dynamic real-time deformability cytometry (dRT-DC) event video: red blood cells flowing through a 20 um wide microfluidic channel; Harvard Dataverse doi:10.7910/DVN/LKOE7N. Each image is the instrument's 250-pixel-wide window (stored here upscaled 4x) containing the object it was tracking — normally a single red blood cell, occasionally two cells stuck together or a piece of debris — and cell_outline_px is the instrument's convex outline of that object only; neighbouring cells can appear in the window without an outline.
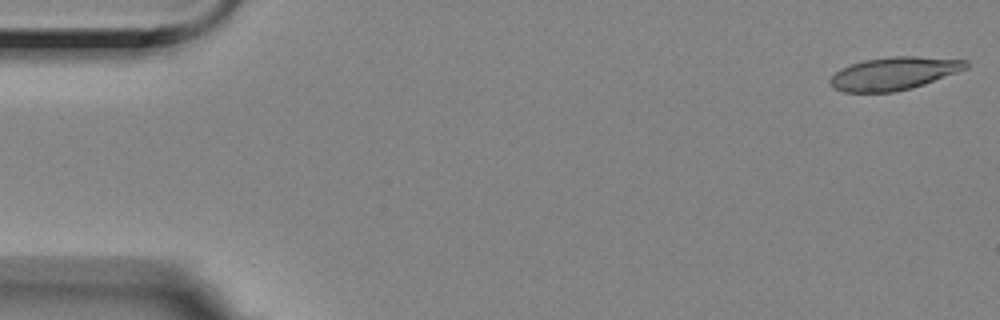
{"species": "Egyptian fruit bat (a non-hibernating species)", "species_latin": "Rousettus aegyptiacus", "temperature_condition": "room temperature", "stored_images_in_passage": 4, "camera_frame_rate_fps": 3000, "um_per_image_px": 0.085, "animal": {"sex": "female"}, "frame": {"image": 1, "passage_image": 1, "time_ms": 0.0, "image_size_px": [1000, 320], "cell_outline_px": [[968, 68], [924, 84], [912, 88], [892, 92], [844, 92], [832, 88], [828, 80], [840, 68], [864, 60], [892, 56], [916, 56], [968, 60]], "centroid_in_image_um": [75.97, 6.24], "position_along_channel_um": 9.0, "area_um2": 26.01}}